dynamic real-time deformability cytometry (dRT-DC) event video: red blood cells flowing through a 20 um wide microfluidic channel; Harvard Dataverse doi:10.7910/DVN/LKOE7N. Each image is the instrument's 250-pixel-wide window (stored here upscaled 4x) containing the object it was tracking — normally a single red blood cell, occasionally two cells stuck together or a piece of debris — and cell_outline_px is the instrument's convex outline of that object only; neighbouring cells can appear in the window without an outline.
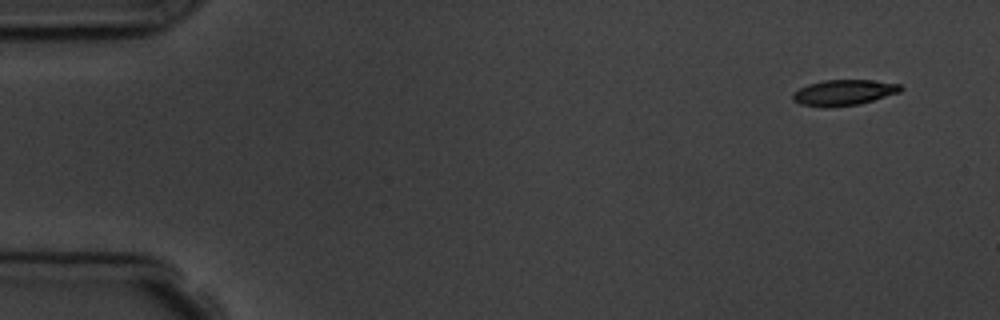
{"species": "common noctule bat (a hibernating species)", "species_latin": "Nyctalus noctula", "temperature_condition": "room temperature", "stored_images_in_passage": 4, "camera_frame_rate_fps": 3000, "um_per_image_px": 0.085, "animal": {"sex": "male", "body_mass_g": 19.5, "forearm_length_mm": 54.6}, "frame": {"image": 1, "passage_image": 1, "time_ms": 0.0, "image_size_px": [1000, 320], "cell_outline_px": [[904, 88], [900, 92], [860, 104], [800, 104], [792, 100], [792, 92], [808, 84], [824, 80], [872, 80], [900, 84]], "centroid_in_image_um": [71.77, 7.81], "position_along_channel_um": 13.2, "area_um2": 15.43}}